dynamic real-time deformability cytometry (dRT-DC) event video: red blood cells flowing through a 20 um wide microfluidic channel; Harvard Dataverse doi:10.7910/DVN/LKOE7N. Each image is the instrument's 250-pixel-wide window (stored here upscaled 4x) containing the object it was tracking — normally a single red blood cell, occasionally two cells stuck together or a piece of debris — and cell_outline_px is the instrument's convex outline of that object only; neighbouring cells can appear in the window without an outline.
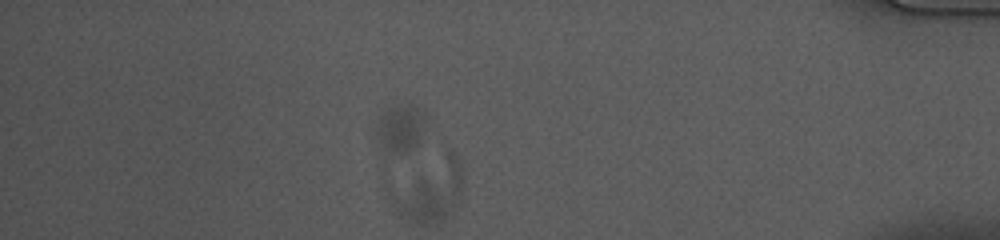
{"species": "common noctule bat (a hibernating species)", "species_latin": "Nyctalus noctula", "temperature_condition": "cold", "stored_images_in_passage": 52, "segment_of_instrument_passage": [2, 3], "camera_frame_rate_fps": 3000, "um_per_image_px": 0.085, "animal": {"sex": "female", "body_mass_g": 10.0, "forearm_length_mm": 53.1}, "frame": {"image": 1, "passage_image": 45, "time_ms": 14.667, "image_size_px": [1000, 240], "cell_outline_px": [[460, 196], [456, 208], [436, 224], [416, 224], [408, 220], [396, 208], [388, 192], [444, 148], [448, 148], [456, 156], [460, 168]], "centroid_in_image_um": [36.53, 16.16], "position_along_channel_um": 398.7, "area_um2": 25.84}}